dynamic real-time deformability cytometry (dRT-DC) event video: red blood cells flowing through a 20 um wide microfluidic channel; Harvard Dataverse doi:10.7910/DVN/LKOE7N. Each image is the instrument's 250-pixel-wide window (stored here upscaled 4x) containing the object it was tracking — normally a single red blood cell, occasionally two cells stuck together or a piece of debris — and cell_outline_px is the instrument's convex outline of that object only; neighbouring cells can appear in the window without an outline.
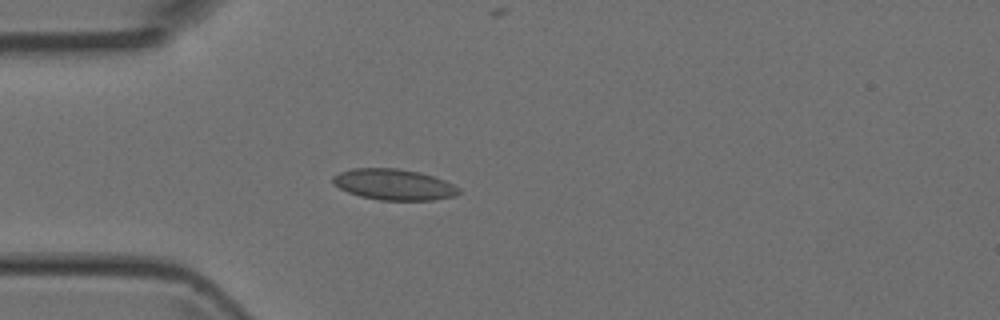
{"species": "Egyptian fruit bat (a non-hibernating species)", "species_latin": "Rousettus aegyptiacus", "temperature_condition": "room temperature", "stored_images_in_passage": 5, "camera_frame_rate_fps": 3000, "um_per_image_px": 0.085, "animal": {"sex": "female"}, "frame": {"image": 1, "passage_image": 4, "time_ms": 3.333, "image_size_px": [1000, 320], "cell_outline_px": [[460, 192], [456, 196], [432, 200], [380, 200], [360, 196], [348, 192], [332, 184], [332, 176], [340, 172], [352, 168], [396, 168], [420, 172], [444, 180], [460, 188]], "centroid_in_image_um": [33.46, 15.68], "position_along_channel_um": 51.5, "area_um2": 22.77}}